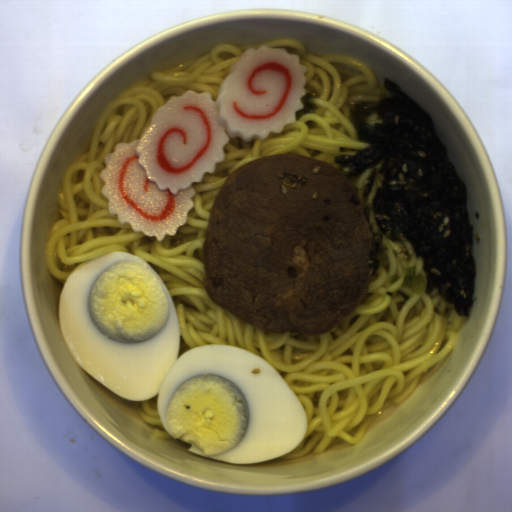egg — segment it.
Wrapping results in <instances>:
<instances>
[{
	"mask_svg": "<svg viewBox=\"0 0 512 512\" xmlns=\"http://www.w3.org/2000/svg\"><path fill=\"white\" fill-rule=\"evenodd\" d=\"M59 333L78 365L122 399L157 397L160 422L194 454L233 464L292 452L307 414L287 381L242 347L179 355L181 329L162 278L135 254L109 252L70 271Z\"/></svg>",
	"mask_w": 512,
	"mask_h": 512,
	"instance_id": "egg-1",
	"label": "egg"
}]
</instances>
